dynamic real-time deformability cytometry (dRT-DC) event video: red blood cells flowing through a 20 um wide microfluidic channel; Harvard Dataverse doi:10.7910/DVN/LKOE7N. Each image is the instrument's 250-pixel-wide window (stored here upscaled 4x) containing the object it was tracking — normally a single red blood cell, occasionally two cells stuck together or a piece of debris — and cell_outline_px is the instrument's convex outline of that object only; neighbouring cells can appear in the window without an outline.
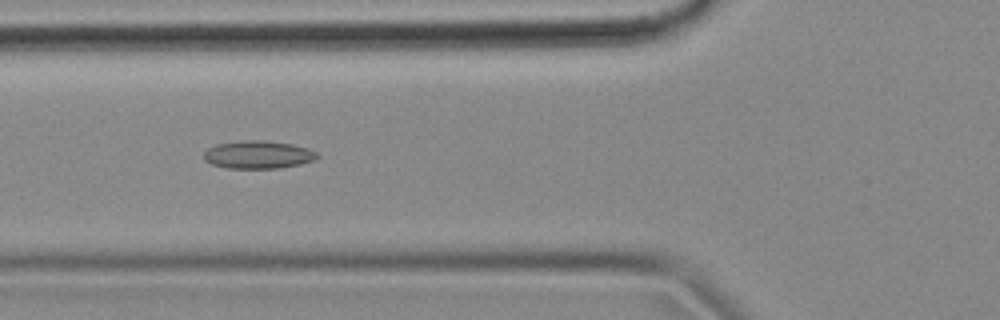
{"species": "common noctule bat (a hibernating species)", "species_latin": "Nyctalus noctula", "temperature_condition": "cold", "stored_images_in_passage": 55, "camera_frame_rate_fps": 3000, "um_per_image_px": 0.085, "animal": {"sex": "female", "body_mass_g": 18.4}, "frame": {"image": 1, "passage_image": 20, "time_ms": 6.333, "image_size_px": [1000, 320], "cell_outline_px": [[320, 156], [316, 160], [300, 164], [280, 168], [224, 168], [212, 164], [204, 160], [204, 152], [208, 148], [216, 144], [244, 140], [264, 140], [292, 144], [308, 148], [316, 152]], "centroid_in_image_um": [21.95, 13.15], "position_along_channel_um": 103.8, "area_um2": 18.55}}
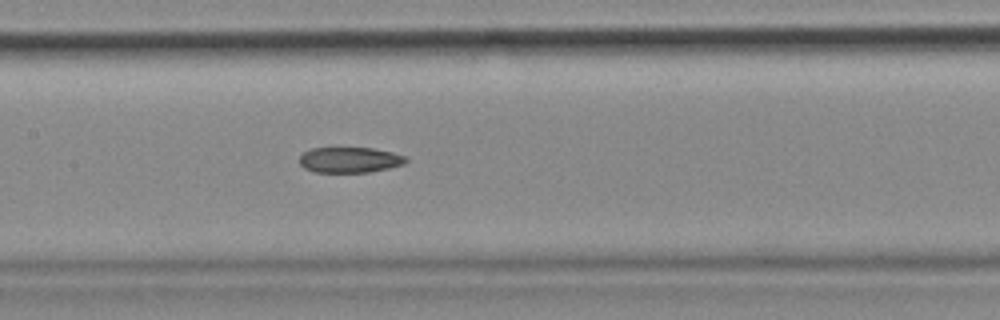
{"frame": {"image": 2, "passage_image": 26, "time_ms": 8.333, "image_size_px": [1000, 320], "cell_outline_px": [[408, 160], [404, 164], [388, 168], [368, 172], [316, 172], [304, 168], [300, 164], [300, 156], [304, 152], [312, 148], [372, 148], [392, 152], [408, 156]], "centroid_in_image_um": [29.75, 13.59], "position_along_channel_um": 177.6, "area_um2": 15.84}}
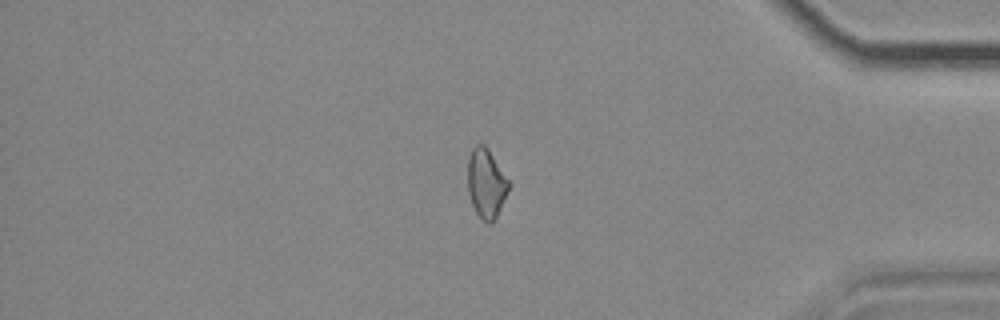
{"frame": {"image": 3, "passage_image": 46, "time_ms": 15.0, "image_size_px": [1000, 320], "cell_outline_px": [[512, 184], [492, 224], [488, 224], [476, 212], [472, 204], [468, 192], [468, 160], [472, 148], [476, 144], [484, 144], [488, 148]], "centroid_in_image_um": [41.34, 15.56], "position_along_channel_um": 393.9, "area_um2": 16.59}, "authors_computed_cell_mechanics": {"area_um2": 17.5712, "velocity_mm_per_s": 3.6879, "shape_relaxation_time_tau1_ms": null, "shape_relaxation_time_tau2_ms": 8.5753, "deformation_change_tau1": null, "deformation_change_tau2": 0.1461}}